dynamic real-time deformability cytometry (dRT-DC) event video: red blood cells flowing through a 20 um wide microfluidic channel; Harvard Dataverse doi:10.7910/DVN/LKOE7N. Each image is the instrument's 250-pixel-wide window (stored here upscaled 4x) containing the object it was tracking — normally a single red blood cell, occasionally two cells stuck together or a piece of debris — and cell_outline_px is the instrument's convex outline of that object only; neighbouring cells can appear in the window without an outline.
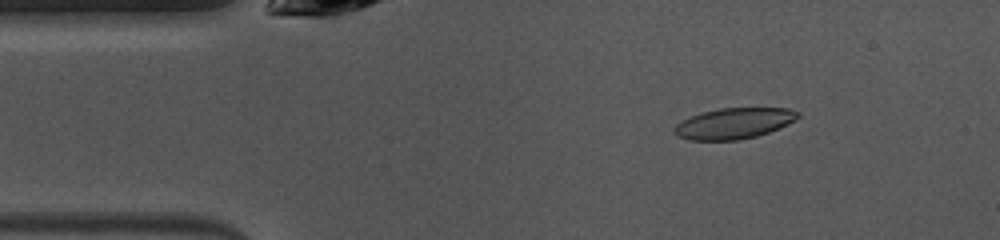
{"species": "common noctule bat (a hibernating species)", "species_latin": "Nyctalus noctula", "temperature_condition": "warm", "stored_images_in_passage": 48, "camera_frame_rate_fps": 3000, "um_per_image_px": 0.085, "animal": {"sex": "female", "body_mass_g": 10.0, "forearm_length_mm": 53.1}, "frame": {"image": 1, "passage_image": 6, "time_ms": 1.667, "image_size_px": [1000, 240], "cell_outline_px": [[800, 116], [796, 120], [768, 132], [756, 136], [736, 140], [688, 140], [672, 132], [672, 128], [676, 124], [692, 116], [704, 112], [720, 108], [788, 108], [800, 112]], "centroid_in_image_um": [62.39, 10.48], "position_along_channel_um": 22.6, "area_um2": 22.02}}
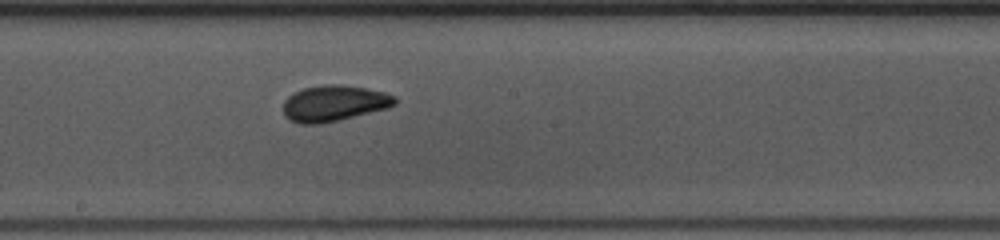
{"frame": {"image": 2, "passage_image": 24, "time_ms": 7.667, "image_size_px": [1000, 240], "cell_outline_px": [[396, 104], [388, 108], [340, 120], [320, 124], [300, 124], [288, 120], [284, 116], [284, 100], [288, 96], [304, 88], [324, 84], [340, 84], [364, 88], [384, 92], [396, 96]], "centroid_in_image_um": [28.39, 8.79], "position_along_channel_um": 219.8, "area_um2": 23.52}}
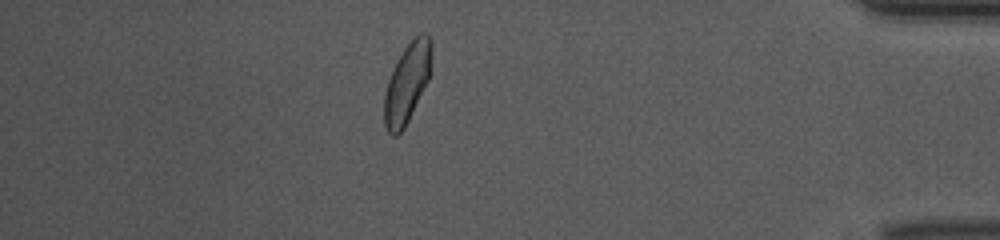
{"frame": {"image": 3, "passage_image": 41, "time_ms": 13.333, "image_size_px": [1000, 240], "cell_outline_px": [[432, 72], [404, 128], [396, 136], [392, 136], [388, 132], [384, 124], [384, 92], [392, 68], [404, 48], [420, 32], [428, 32], [432, 40]], "centroid_in_image_um": [34.62, 7.01], "position_along_channel_um": 400.6, "area_um2": 22.2}, "authors_computed_cell_mechanics": {"area_um2": 22.2819, "velocity_mm_per_s": 4.0308, "shape_relaxation_time_tau1_ms": 2.5069, "shape_relaxation_time_tau2_ms": 2.7783, "deformation_change_tau1": 0.1099, "deformation_change_tau2": 0.0473}}